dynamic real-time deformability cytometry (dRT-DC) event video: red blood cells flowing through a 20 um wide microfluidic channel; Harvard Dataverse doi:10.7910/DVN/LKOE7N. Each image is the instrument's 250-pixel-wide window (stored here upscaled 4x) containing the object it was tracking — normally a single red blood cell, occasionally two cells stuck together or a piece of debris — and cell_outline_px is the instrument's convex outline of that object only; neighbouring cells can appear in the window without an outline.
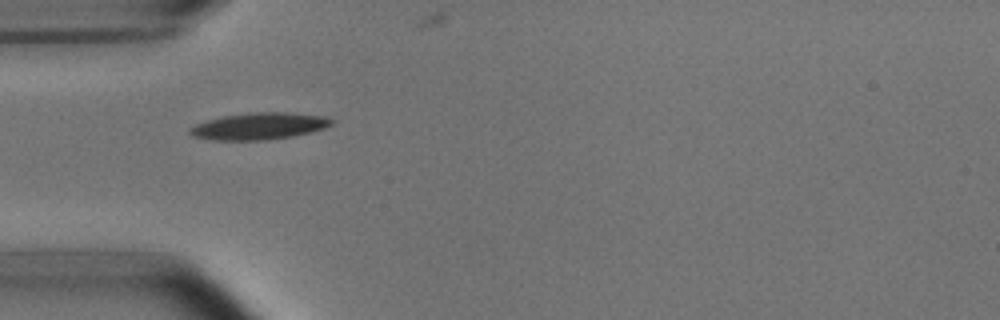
{"species": "common noctule bat (a hibernating species)", "species_latin": "Nyctalus noctula", "temperature_condition": "room temperature", "stored_images_in_passage": 5, "camera_frame_rate_fps": 3000, "um_per_image_px": 0.085, "animal": {"sex": "male", "body_mass_g": 15.6}, "frame": {"image": 1, "passage_image": 4, "time_ms": 1.0, "image_size_px": [1000, 320], "cell_outline_px": [[332, 124], [324, 128], [292, 136], [264, 140], [212, 140], [192, 136], [188, 132], [196, 124], [208, 120], [224, 116], [252, 112], [284, 112], [324, 116], [332, 120]], "centroid_in_image_um": [22.0, 10.72], "position_along_channel_um": 63.0, "area_um2": 21.79}}